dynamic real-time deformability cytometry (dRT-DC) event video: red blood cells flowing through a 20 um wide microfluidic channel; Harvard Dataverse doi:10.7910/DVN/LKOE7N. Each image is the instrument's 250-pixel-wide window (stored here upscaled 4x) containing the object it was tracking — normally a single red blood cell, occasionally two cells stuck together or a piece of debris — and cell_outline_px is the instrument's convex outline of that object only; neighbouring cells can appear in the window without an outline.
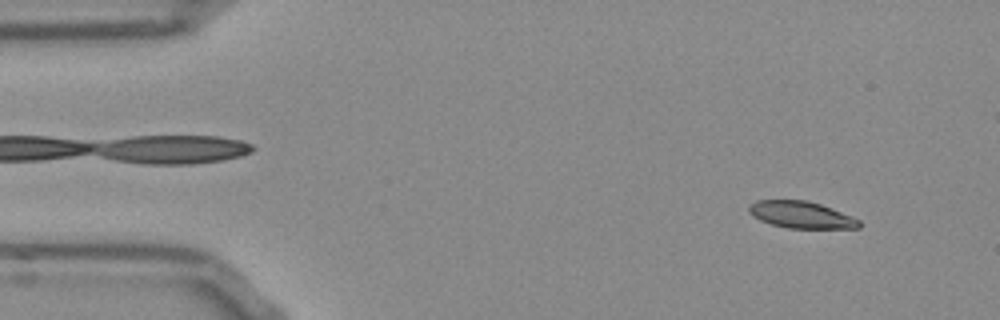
{"species": "Egyptian fruit bat (a non-hibernating species)", "species_latin": "Rousettus aegyptiacus", "temperature_condition": "room temperature", "stored_images_in_passage": 52, "camera_frame_rate_fps": 3000, "um_per_image_px": 0.085, "frame": {"image": 1, "passage_image": 4, "time_ms": 1.0, "image_size_px": [1000, 320], "cell_outline_px": [[860, 228], [788, 228], [772, 224], [760, 220], [752, 216], [748, 212], [748, 208], [756, 200], [808, 200], [820, 204], [852, 216], [860, 220]], "centroid_in_image_um": [68.1, 18.25], "position_along_channel_um": 16.9, "area_um2": 17.17}}
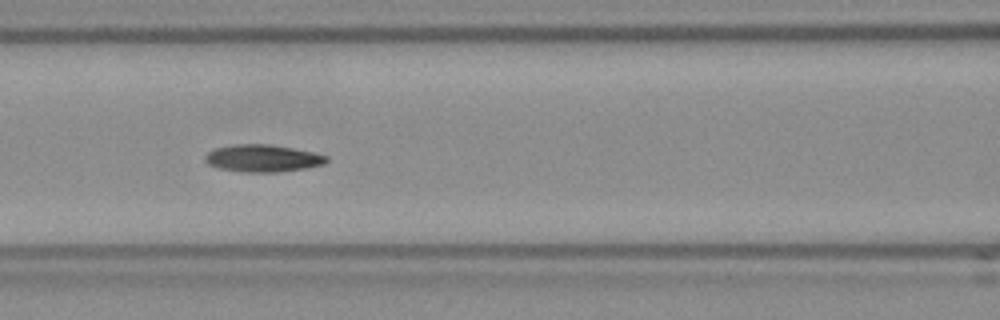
{"frame": {"image": 2, "passage_image": 21, "time_ms": 6.667, "image_size_px": [1000, 320], "cell_outline_px": [[328, 160], [324, 164], [308, 168], [276, 172], [244, 172], [216, 168], [208, 164], [204, 160], [204, 156], [208, 152], [216, 148], [240, 144], [268, 144], [292, 148], [312, 152], [328, 156]], "centroid_in_image_um": [22.32, 13.46], "position_along_channel_um": 144.3, "area_um2": 19.25}}
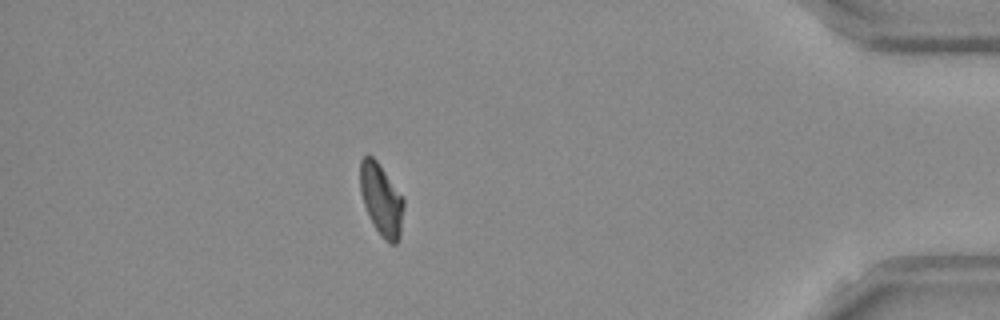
{"frame": {"image": 3, "passage_image": 45, "time_ms": 14.667, "image_size_px": [1000, 320], "cell_outline_px": [[404, 208], [400, 236], [396, 244], [388, 244], [384, 240], [372, 224], [364, 204], [360, 192], [360, 160], [368, 152], [376, 160], [404, 196]], "centroid_in_image_um": [32.42, 16.97], "position_along_channel_um": 402.8, "area_um2": 18.61}, "authors_computed_cell_mechanics": {"area_um2": 18.4671, "velocity_mm_per_s": 3.8423, "shape_relaxation_time_tau1_ms": 5.8258, "shape_relaxation_time_tau2_ms": 4.651, "deformation_change_tau1": 0.1555, "deformation_change_tau2": 0.1032}}